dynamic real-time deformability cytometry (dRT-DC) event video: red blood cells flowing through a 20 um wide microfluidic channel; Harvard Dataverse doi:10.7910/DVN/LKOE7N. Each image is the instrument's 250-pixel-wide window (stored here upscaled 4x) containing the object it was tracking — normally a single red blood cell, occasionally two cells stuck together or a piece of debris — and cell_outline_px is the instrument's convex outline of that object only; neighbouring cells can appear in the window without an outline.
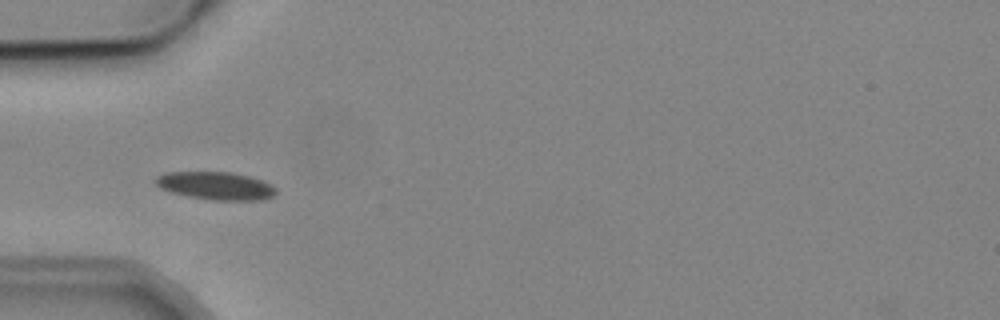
{"species": "common noctule bat (a hibernating species)", "species_latin": "Nyctalus noctula", "temperature_condition": "cold", "stored_images_in_passage": 6, "camera_frame_rate_fps": 3000, "um_per_image_px": 0.085, "animal": {"sex": "male", "body_mass_g": 19.2, "forearm_length_mm": 51.8}, "frame": {"image": 1, "passage_image": 5, "time_ms": 4.667, "image_size_px": [1000, 320], "cell_outline_px": [[276, 196], [260, 200], [212, 200], [188, 196], [172, 192], [160, 188], [156, 184], [156, 176], [164, 172], [232, 172], [248, 176], [272, 184], [276, 188]], "centroid_in_image_um": [18.36, 15.79], "position_along_channel_um": 66.6, "area_um2": 19.59}}